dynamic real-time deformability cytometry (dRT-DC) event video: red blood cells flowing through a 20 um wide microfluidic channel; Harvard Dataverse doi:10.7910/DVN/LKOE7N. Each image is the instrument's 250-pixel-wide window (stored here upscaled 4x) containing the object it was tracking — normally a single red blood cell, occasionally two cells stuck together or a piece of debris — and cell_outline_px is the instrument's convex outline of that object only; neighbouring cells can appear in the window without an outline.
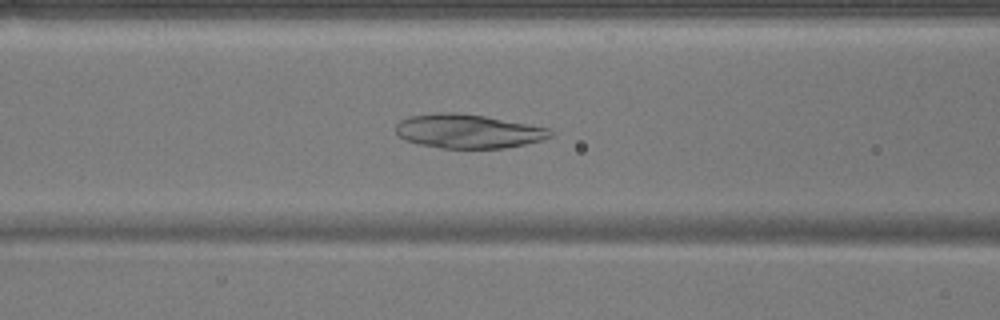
{"species": "common noctule bat (a hibernating species)", "species_latin": "Nyctalus noctula", "temperature_condition": "warm", "stored_images_in_passage": 52, "camera_frame_rate_fps": 3000, "um_per_image_px": 0.085, "animal": {"sex": "male", "body_mass_g": 17.9}, "frame": {"image": 1, "passage_image": 21, "time_ms": 6.667, "image_size_px": [1000, 320], "cell_outline_px": [[552, 136], [540, 140], [524, 144], [504, 148], [444, 148], [416, 144], [404, 140], [396, 132], [396, 124], [400, 120], [408, 116], [436, 112], [452, 112], [484, 116], [548, 128], [552, 132]], "centroid_in_image_um": [39.72, 11.15], "position_along_channel_um": 126.9, "area_um2": 30.46}}
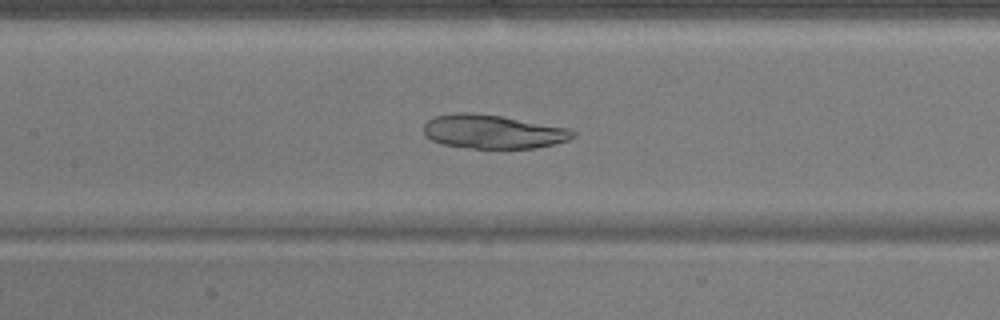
{"frame": {"image": 2, "passage_image": 24, "time_ms": 7.667, "image_size_px": [1000, 320], "cell_outline_px": [[576, 136], [568, 140], [536, 148], [472, 148], [444, 144], [432, 140], [424, 136], [424, 124], [428, 120], [436, 116], [456, 112], [468, 112], [500, 116], [568, 128], [576, 132]], "centroid_in_image_um": [41.89, 11.19], "position_along_channel_um": 165.5, "area_um2": 29.19}}
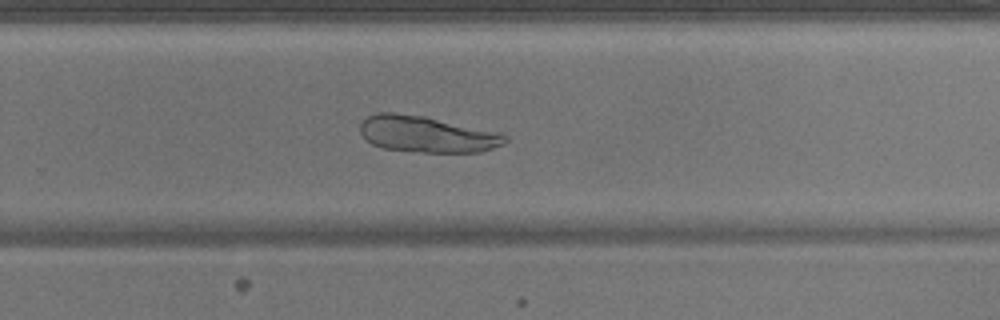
{"frame": {"image": 3, "passage_image": 34, "time_ms": 11.0, "image_size_px": [1000, 320], "cell_outline_px": [[508, 140], [504, 144], [480, 152], [424, 152], [380, 148], [372, 144], [360, 132], [360, 124], [368, 116], [376, 112], [396, 112], [424, 116], [500, 132], [508, 136]], "centroid_in_image_um": [36.29, 11.4], "position_along_channel_um": 293.5, "area_um2": 30.75}}